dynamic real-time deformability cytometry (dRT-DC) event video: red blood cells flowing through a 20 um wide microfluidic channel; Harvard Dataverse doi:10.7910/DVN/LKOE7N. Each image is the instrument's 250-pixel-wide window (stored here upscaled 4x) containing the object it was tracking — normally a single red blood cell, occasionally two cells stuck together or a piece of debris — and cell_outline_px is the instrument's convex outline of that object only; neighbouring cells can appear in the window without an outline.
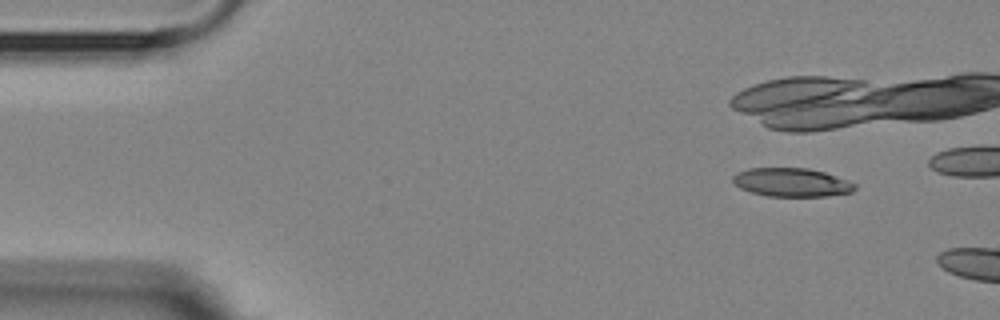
{"species": "Egyptian fruit bat (a non-hibernating species)", "species_latin": "Rousettus aegyptiacus", "temperature_condition": "room temperature", "stored_images_in_passage": 3, "camera_frame_rate_fps": 3000, "um_per_image_px": 0.085, "animal": {"sex": "female"}, "frame": {"image": 1, "passage_image": 1, "time_ms": 0.0, "image_size_px": [1000, 320], "cell_outline_px": [[856, 188], [852, 192], [824, 196], [768, 196], [752, 192], [740, 188], [732, 180], [732, 176], [736, 172], [748, 168], [808, 168], [824, 172], [848, 180], [856, 184]], "centroid_in_image_um": [67.28, 15.49], "position_along_channel_um": 17.7, "area_um2": 20.29}}